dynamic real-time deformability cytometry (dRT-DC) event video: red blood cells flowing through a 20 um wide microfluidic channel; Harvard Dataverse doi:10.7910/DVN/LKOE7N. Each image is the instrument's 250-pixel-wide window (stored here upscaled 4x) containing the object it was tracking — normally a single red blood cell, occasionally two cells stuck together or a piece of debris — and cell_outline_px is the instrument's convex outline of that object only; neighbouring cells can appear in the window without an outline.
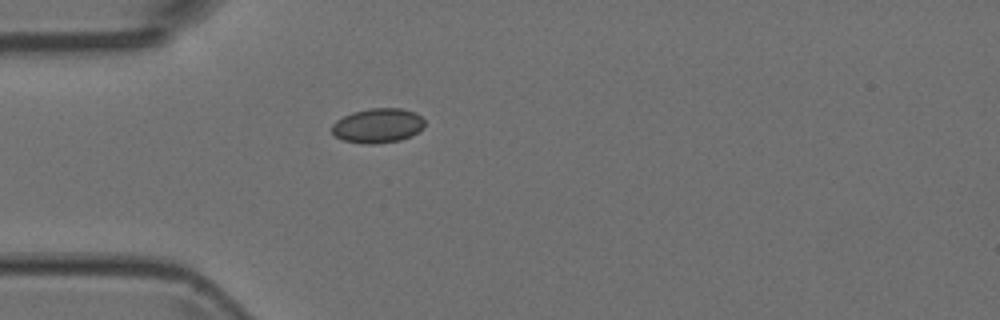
{"species": "Egyptian fruit bat (a non-hibernating species)", "species_latin": "Rousettus aegyptiacus", "temperature_condition": "room temperature", "stored_images_in_passage": 4, "camera_frame_rate_fps": 3000, "um_per_image_px": 0.085, "animal": {"sex": "female"}, "frame": {"image": 1, "passage_image": 4, "time_ms": 1.0, "image_size_px": [1000, 320], "cell_outline_px": [[424, 128], [412, 136], [400, 140], [376, 144], [364, 144], [344, 140], [336, 136], [332, 132], [332, 124], [336, 120], [352, 112], [368, 108], [400, 108], [416, 112], [424, 120]], "centroid_in_image_um": [32.13, 10.67], "position_along_channel_um": 52.9, "area_um2": 18.84}}